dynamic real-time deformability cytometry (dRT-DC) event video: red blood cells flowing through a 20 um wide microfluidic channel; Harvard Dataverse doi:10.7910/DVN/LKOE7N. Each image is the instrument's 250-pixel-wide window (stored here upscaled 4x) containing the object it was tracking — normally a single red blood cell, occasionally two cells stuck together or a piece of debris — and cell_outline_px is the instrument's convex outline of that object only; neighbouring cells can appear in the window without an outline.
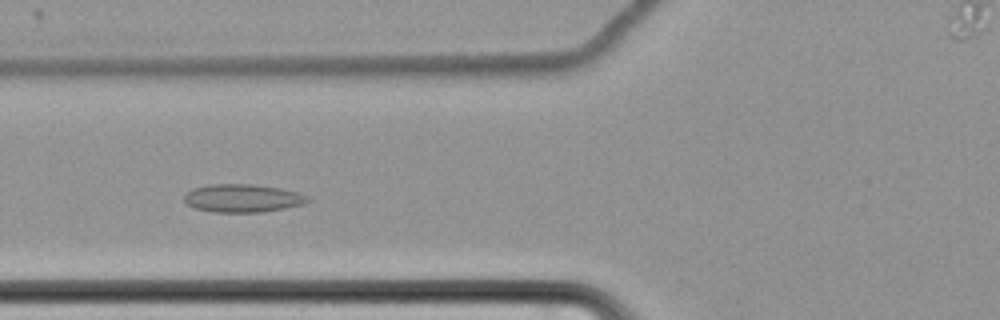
{"species": "common noctule bat (a hibernating species)", "species_latin": "Nyctalus noctula", "temperature_condition": "cold", "stored_images_in_passage": 56, "camera_frame_rate_fps": 3000, "um_per_image_px": 0.085, "animal": {"sex": "female", "body_mass_g": 22.7, "forearm_length_mm": 54.2}, "frame": {"image": 1, "passage_image": 19, "time_ms": 6.0, "image_size_px": [1000, 320], "cell_outline_px": [[312, 200], [304, 204], [284, 208], [260, 212], [212, 212], [196, 208], [188, 204], [184, 200], [184, 196], [192, 188], [212, 184], [256, 184], [280, 188], [296, 192], [308, 196]], "centroid_in_image_um": [20.64, 16.84], "position_along_channel_um": 105.2, "area_um2": 20.17}}
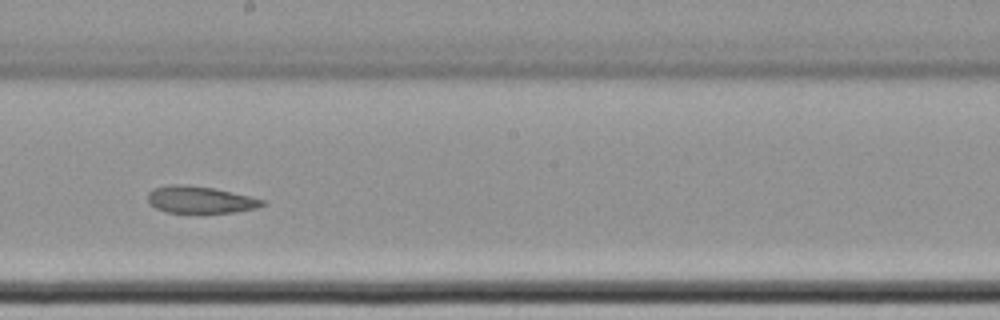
{"frame": {"image": 2, "passage_image": 30, "time_ms": 9.667, "image_size_px": [1000, 320], "cell_outline_px": [[264, 204], [256, 208], [232, 212], [168, 212], [156, 208], [148, 204], [148, 192], [156, 188], [172, 184], [184, 184], [212, 188], [232, 192], [264, 200]], "centroid_in_image_um": [16.97, 16.97], "position_along_channel_um": 231.2, "area_um2": 17.63}}
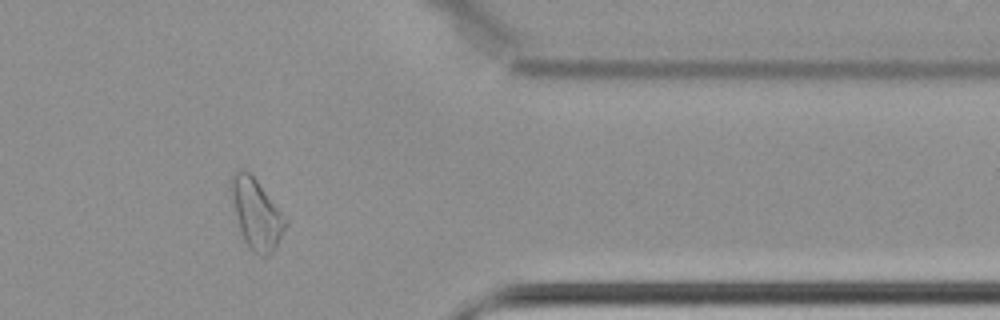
{"frame": {"image": 3, "passage_image": 45, "time_ms": 14.667, "image_size_px": [1000, 320], "cell_outline_px": [[288, 224], [276, 248], [268, 256], [260, 256], [252, 252], [248, 248], [240, 232], [232, 196], [232, 176], [236, 172], [248, 172], [256, 180], [288, 220]], "centroid_in_image_um": [21.84, 18.29], "position_along_channel_um": 389.6, "area_um2": 21.62}}